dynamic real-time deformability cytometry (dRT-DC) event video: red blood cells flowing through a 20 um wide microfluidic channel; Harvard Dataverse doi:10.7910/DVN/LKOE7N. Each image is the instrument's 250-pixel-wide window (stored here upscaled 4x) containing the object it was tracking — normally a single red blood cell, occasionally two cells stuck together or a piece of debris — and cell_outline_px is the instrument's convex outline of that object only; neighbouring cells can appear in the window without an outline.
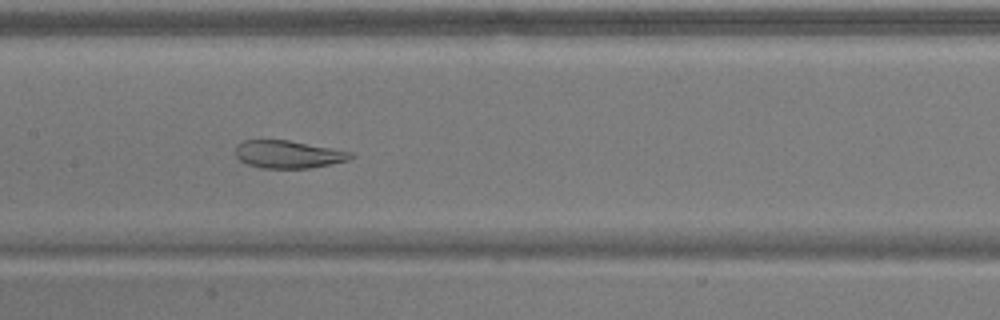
{"species": "common noctule bat (a hibernating species)", "species_latin": "Nyctalus noctula", "temperature_condition": "warm", "stored_images_in_passage": 48, "camera_frame_rate_fps": 3000, "um_per_image_px": 0.085, "animal": {"sex": "male", "body_mass_g": 17.9}, "frame": {"image": 1, "passage_image": 20, "time_ms": 6.333, "image_size_px": [1000, 320], "cell_outline_px": [[356, 156], [348, 160], [332, 164], [312, 168], [260, 168], [248, 164], [240, 160], [236, 156], [236, 144], [244, 140], [288, 140], [352, 152]], "centroid_in_image_um": [24.51, 13.12], "position_along_channel_um": 182.9, "area_um2": 18.61}}
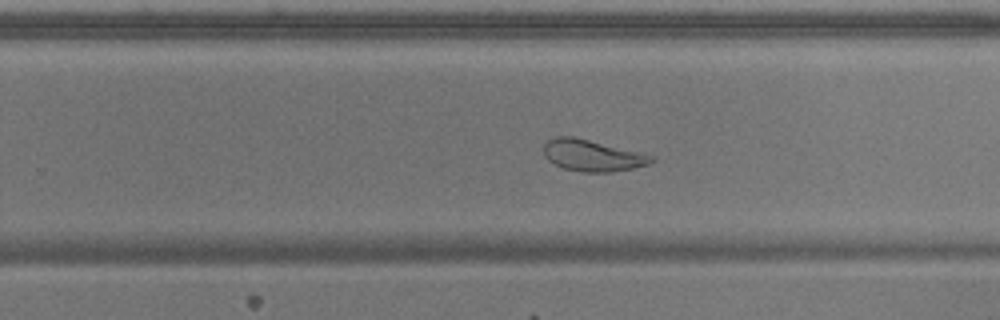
{"frame": {"image": 2, "passage_image": 28, "time_ms": 9.0, "image_size_px": [1000, 320], "cell_outline_px": [[656, 160], [648, 164], [632, 168], [608, 172], [584, 172], [564, 168], [548, 160], [544, 156], [544, 144], [548, 140], [556, 136], [572, 136], [656, 156]], "centroid_in_image_um": [50.35, 13.21], "position_along_channel_um": 279.5, "area_um2": 19.54}}
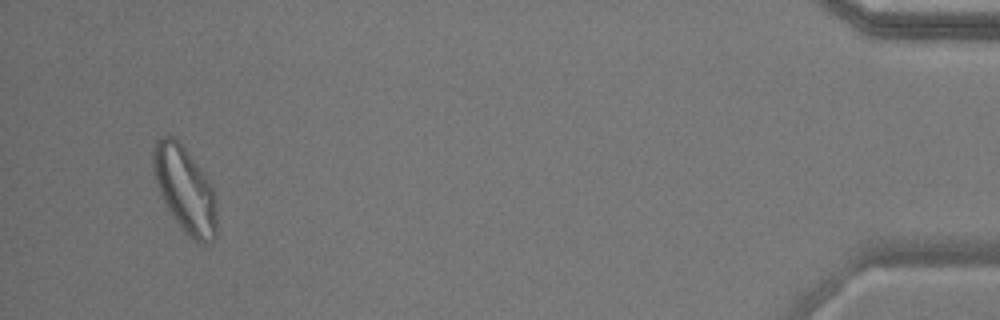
{"frame": {"image": 3, "passage_image": 46, "time_ms": 15.0, "image_size_px": [1000, 320], "cell_outline_px": [[216, 240], [212, 244], [200, 244], [192, 240], [184, 232], [168, 212], [156, 184], [152, 168], [152, 144], [160, 136], [172, 136], [184, 148], [200, 168], [208, 180], [216, 196]], "centroid_in_image_um": [15.7, 16.17], "position_along_channel_um": 419.5, "area_um2": 32.31}, "authors_computed_cell_mechanics": {"area_um2": 25.9811, "velocity_mm_per_s": 3.6372, "shape_relaxation_time_tau1_ms": null, "shape_relaxation_time_tau2_ms": 2.4895, "deformation_change_tau1": null, "deformation_change_tau2": 0.0853}}